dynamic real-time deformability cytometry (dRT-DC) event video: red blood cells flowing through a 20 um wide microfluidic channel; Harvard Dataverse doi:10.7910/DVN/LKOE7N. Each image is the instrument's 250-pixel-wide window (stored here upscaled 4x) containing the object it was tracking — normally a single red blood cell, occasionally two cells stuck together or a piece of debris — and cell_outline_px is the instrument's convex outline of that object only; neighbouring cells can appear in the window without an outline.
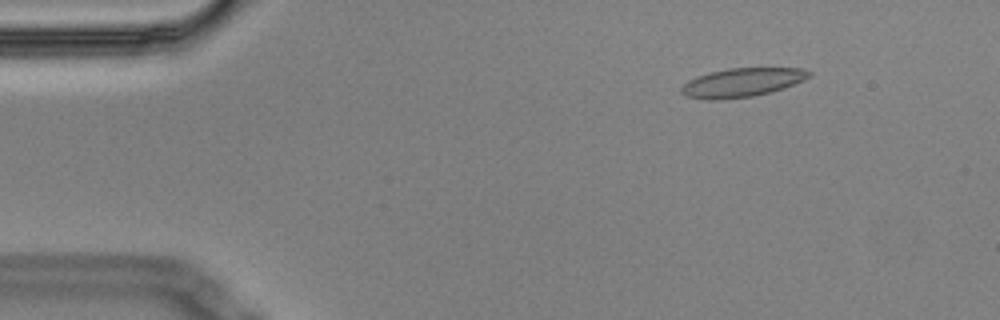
{"species": "Egyptian fruit bat (a non-hibernating species)", "species_latin": "Rousettus aegyptiacus", "temperature_condition": "cold", "stored_images_in_passage": 4, "camera_frame_rate_fps": 3000, "um_per_image_px": 0.085, "animal": {"sex": "male"}, "frame": {"image": 1, "passage_image": 2, "time_ms": 0.333, "image_size_px": [1000, 320], "cell_outline_px": [[812, 76], [804, 80], [784, 88], [772, 92], [752, 96], [716, 100], [708, 100], [684, 96], [680, 92], [680, 88], [688, 80], [696, 76], [728, 68], [804, 68], [812, 72]], "centroid_in_image_um": [63.08, 7.01], "position_along_channel_um": 21.9, "area_um2": 21.62}}